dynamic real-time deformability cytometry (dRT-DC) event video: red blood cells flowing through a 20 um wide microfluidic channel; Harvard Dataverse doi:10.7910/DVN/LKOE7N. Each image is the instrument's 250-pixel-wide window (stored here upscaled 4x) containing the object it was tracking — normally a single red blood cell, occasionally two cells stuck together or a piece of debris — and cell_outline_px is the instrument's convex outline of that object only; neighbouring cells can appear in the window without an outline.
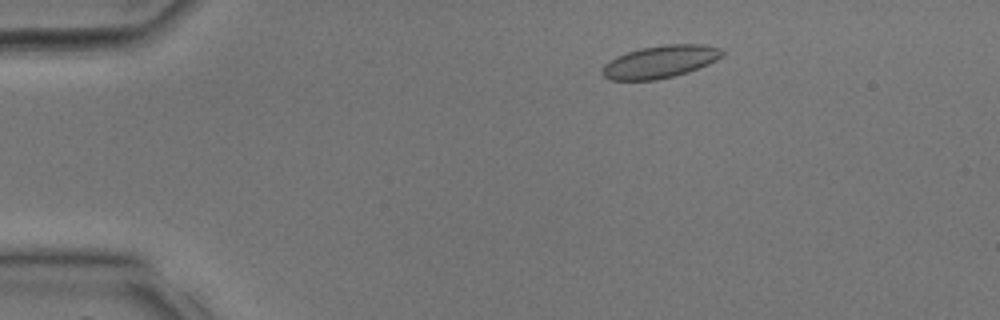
{"species": "common noctule bat (a hibernating species)", "species_latin": "Nyctalus noctula", "temperature_condition": "room temperature", "stored_images_in_passage": 27, "camera_frame_rate_fps": 3000, "um_per_image_px": 0.085, "animal": {"sex": "male", "body_mass_g": 17.9, "forearm_length_mm": 54.2}, "frame": {"image": 1, "passage_image": 2, "time_ms": 0.333, "image_size_px": [1000, 320], "cell_outline_px": [[724, 52], [716, 60], [708, 64], [688, 72], [676, 76], [656, 80], [612, 80], [604, 76], [600, 72], [600, 68], [604, 64], [616, 56], [640, 48], [664, 44], [704, 44], [720, 48]], "centroid_in_image_um": [56.08, 5.25], "position_along_channel_um": 28.9, "area_um2": 22.83}}
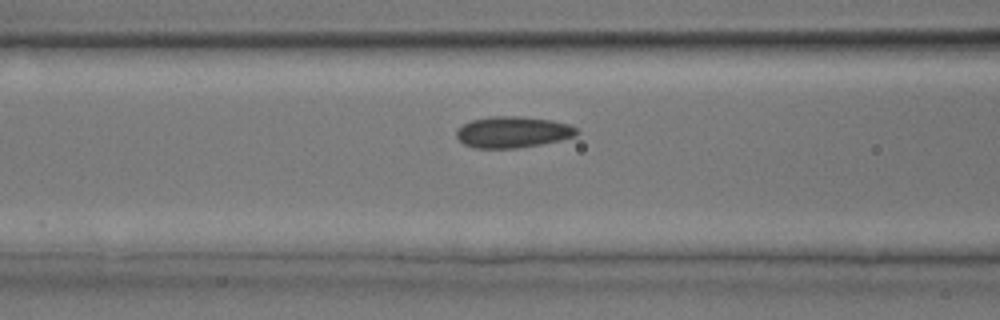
{"frame": {"image": 2, "passage_image": 10, "time_ms": 3.0, "image_size_px": [1000, 320], "cell_outline_px": [[580, 132], [576, 136], [560, 140], [540, 144], [516, 148], [476, 148], [464, 144], [456, 136], [456, 128], [472, 120], [492, 116], [520, 116], [552, 120], [568, 124], [576, 128]], "centroid_in_image_um": [43.59, 11.22], "position_along_channel_um": 123.0, "area_um2": 21.91}}
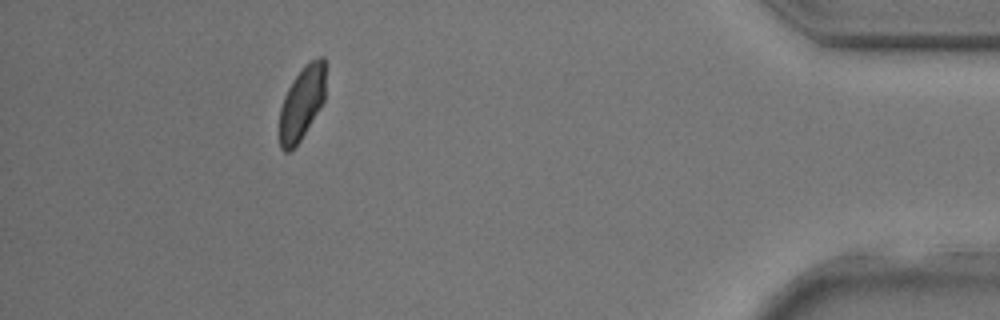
{"frame": {"image": 3, "passage_image": 27, "time_ms": 8.667, "image_size_px": [1000, 320], "cell_outline_px": [[324, 100], [300, 140], [288, 152], [284, 152], [280, 148], [280, 108], [284, 96], [288, 88], [304, 64], [320, 56], [324, 56]], "centroid_in_image_um": [25.64, 8.75], "position_along_channel_um": 409.6, "area_um2": 19.25}}